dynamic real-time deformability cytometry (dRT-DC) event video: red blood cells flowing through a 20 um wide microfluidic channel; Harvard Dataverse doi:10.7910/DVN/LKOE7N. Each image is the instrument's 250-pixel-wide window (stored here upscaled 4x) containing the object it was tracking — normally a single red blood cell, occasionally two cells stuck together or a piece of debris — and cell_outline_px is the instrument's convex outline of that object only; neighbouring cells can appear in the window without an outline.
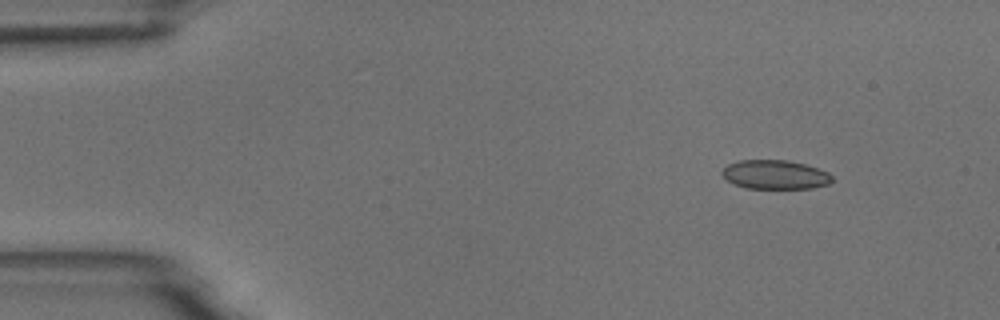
{"species": "common noctule bat (a hibernating species)", "species_latin": "Nyctalus noctula", "temperature_condition": "room temperature", "stored_images_in_passage": 5, "segment_of_instrument_passage": [1, 2], "camera_frame_rate_fps": 3000, "um_per_image_px": 0.085, "animal": {"sex": "male", "body_mass_g": 18.8}, "frame": {"image": 1, "passage_image": 1, "time_ms": 0.0, "image_size_px": [1000, 320], "cell_outline_px": [[832, 180], [828, 184], [812, 188], [748, 188], [732, 184], [720, 172], [728, 164], [736, 160], [788, 160], [804, 164], [828, 172], [832, 176]], "centroid_in_image_um": [65.86, 14.84], "position_along_channel_um": 19.1, "area_um2": 18.55}}
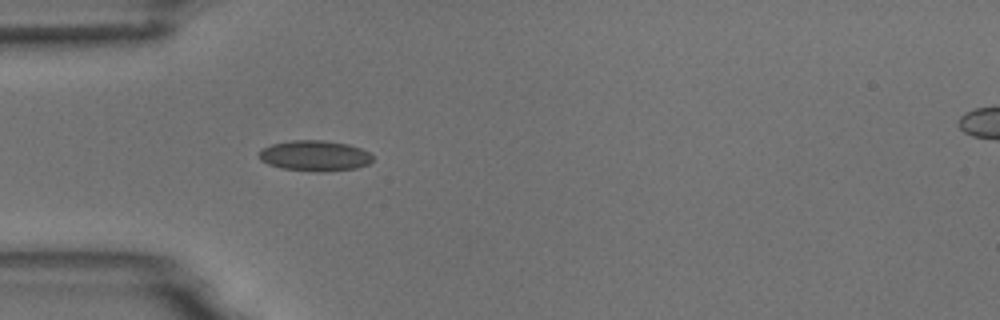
{"frame": {"image": 2, "passage_image": 4, "time_ms": 3.333, "image_size_px": [1000, 320], "cell_outline_px": [[372, 160], [368, 164], [356, 168], [324, 172], [320, 172], [284, 168], [268, 164], [260, 160], [256, 156], [264, 148], [272, 144], [292, 140], [324, 140], [348, 144], [360, 148], [368, 152], [372, 156]], "centroid_in_image_um": [26.75, 13.23], "position_along_channel_um": 58.3, "area_um2": 20.17}}